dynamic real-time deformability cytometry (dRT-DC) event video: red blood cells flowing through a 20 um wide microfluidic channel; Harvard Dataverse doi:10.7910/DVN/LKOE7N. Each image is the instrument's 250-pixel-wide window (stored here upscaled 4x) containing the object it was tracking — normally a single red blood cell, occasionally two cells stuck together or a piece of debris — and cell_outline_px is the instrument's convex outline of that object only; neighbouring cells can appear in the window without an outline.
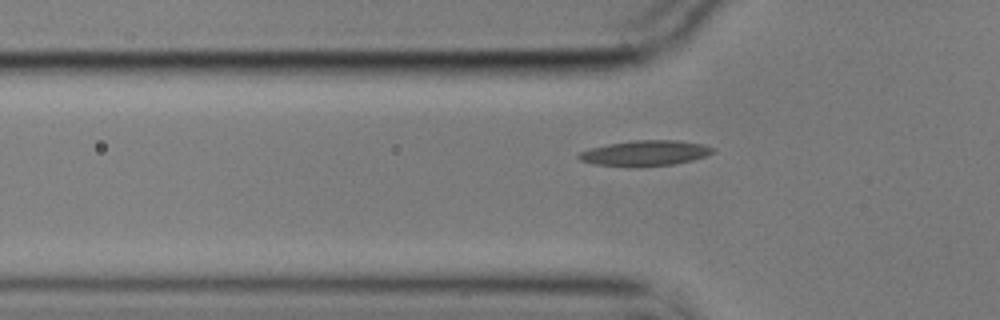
{"species": "common noctule bat (a hibernating species)", "species_latin": "Nyctalus noctula", "temperature_condition": "cold", "stored_images_in_passage": 40, "camera_frame_rate_fps": 3000, "um_per_image_px": 0.085, "animal": {"sex": "male", "body_mass_g": 17.9}, "frame": {"image": 1, "passage_image": 6, "time_ms": 1.667, "image_size_px": [1000, 320], "cell_outline_px": [[716, 152], [692, 160], [672, 164], [592, 164], [580, 160], [576, 156], [580, 152], [592, 148], [608, 144], [632, 140], [676, 140], [704, 144], [716, 148]], "centroid_in_image_um": [54.9, 12.96], "position_along_channel_um": 70.9, "area_um2": 19.02}}
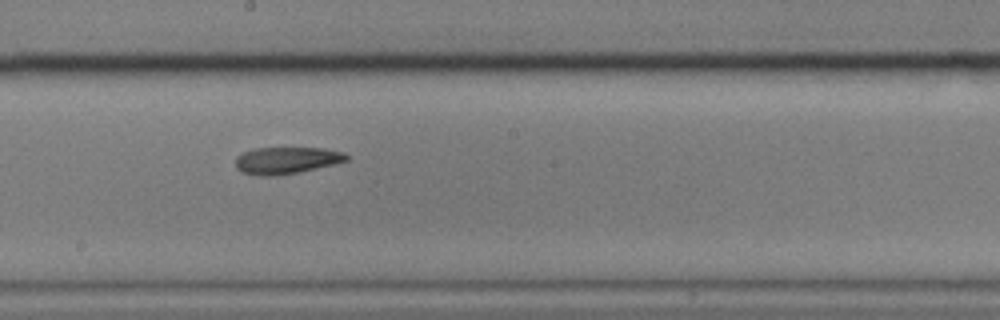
{"frame": {"image": 2, "passage_image": 19, "time_ms": 6.0, "image_size_px": [1000, 320], "cell_outline_px": [[348, 160], [336, 164], [300, 172], [276, 176], [260, 176], [240, 172], [236, 168], [236, 156], [252, 148], [324, 148], [344, 152], [348, 156]], "centroid_in_image_um": [24.35, 13.64], "position_along_channel_um": 223.9, "area_um2": 17.63}}
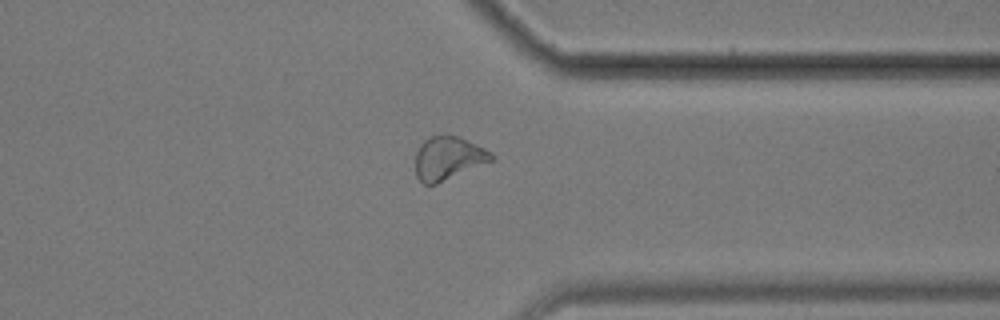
{"frame": {"image": 3, "passage_image": 32, "time_ms": 10.333, "image_size_px": [1000, 320], "cell_outline_px": [[496, 156], [492, 160], [436, 184], [424, 184], [416, 176], [416, 152], [420, 144], [424, 140], [432, 136], [460, 136], [492, 152]], "centroid_in_image_um": [38.09, 13.44], "position_along_channel_um": 373.3, "area_um2": 18.9}}